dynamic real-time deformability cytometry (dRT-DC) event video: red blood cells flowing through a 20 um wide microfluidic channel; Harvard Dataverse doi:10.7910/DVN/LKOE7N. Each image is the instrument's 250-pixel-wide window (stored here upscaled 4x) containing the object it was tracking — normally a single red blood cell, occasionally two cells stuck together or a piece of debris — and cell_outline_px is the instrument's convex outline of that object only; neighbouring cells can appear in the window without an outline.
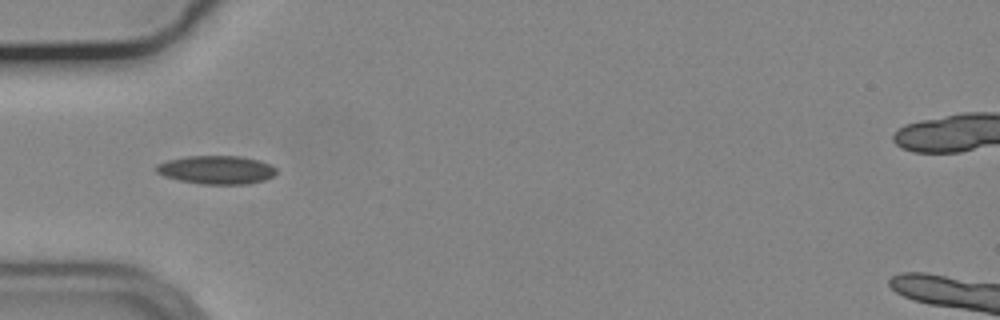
{"species": "common noctule bat (a hibernating species)", "species_latin": "Nyctalus noctula", "temperature_condition": "cold", "stored_images_in_passage": 34, "camera_frame_rate_fps": 3000, "um_per_image_px": 0.085, "animal": {"sex": "male", "body_mass_g": 19.2, "forearm_length_mm": 51.8}, "frame": {"image": 1, "passage_image": 1, "time_ms": 0.0, "image_size_px": [1000, 320], "cell_outline_px": [[276, 172], [272, 176], [264, 180], [248, 184], [200, 184], [180, 180], [164, 176], [156, 172], [156, 164], [168, 160], [188, 156], [240, 156], [260, 160], [272, 164], [276, 168]], "centroid_in_image_um": [18.42, 14.43], "position_along_channel_um": 66.6, "area_um2": 19.94}, "authors_computed_cell_mechanics": {"area_um2": 18.2648, "velocity_mm_per_s": 3.7129, "shape_relaxation_time_tau1_ms": null, "shape_relaxation_time_tau2_ms": 3.4844, "deformation_change_tau1": null, "deformation_change_tau2": 0.101}}